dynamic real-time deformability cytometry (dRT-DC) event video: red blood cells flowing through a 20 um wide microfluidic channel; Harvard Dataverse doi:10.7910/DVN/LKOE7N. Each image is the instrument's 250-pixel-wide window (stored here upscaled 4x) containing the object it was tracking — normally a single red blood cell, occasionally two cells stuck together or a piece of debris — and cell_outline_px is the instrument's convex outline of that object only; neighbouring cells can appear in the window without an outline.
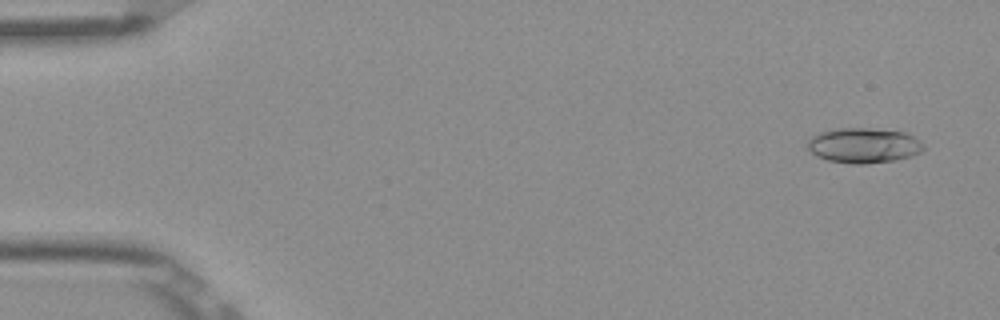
{"species": "Egyptian fruit bat (a non-hibernating species)", "species_latin": "Rousettus aegyptiacus", "temperature_condition": "room temperature", "stored_images_in_passage": 52, "camera_frame_rate_fps": 3000, "um_per_image_px": 0.085, "frame": {"image": 1, "passage_image": 3, "time_ms": 0.667, "image_size_px": [1000, 320], "cell_outline_px": [[924, 148], [920, 152], [912, 156], [892, 160], [868, 164], [852, 164], [828, 160], [816, 156], [808, 148], [808, 140], [812, 136], [820, 132], [840, 128], [868, 128], [904, 132], [912, 136], [924, 144]], "centroid_in_image_um": [73.41, 12.36], "position_along_channel_um": 11.6, "area_um2": 23.58}}
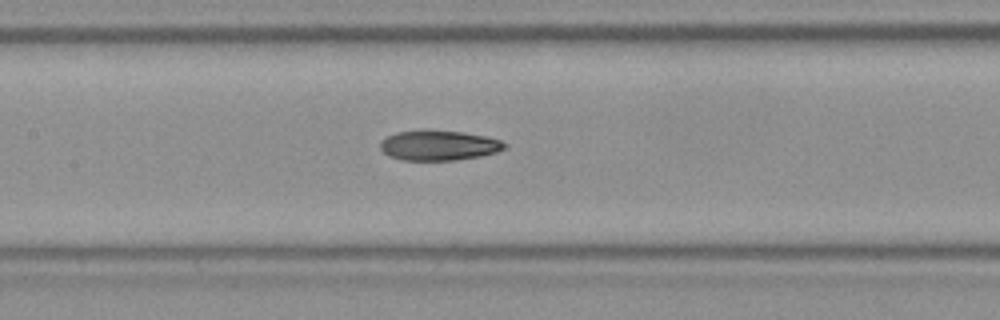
{"frame": {"image": 2, "passage_image": 25, "time_ms": 8.0, "image_size_px": [1000, 320], "cell_outline_px": [[508, 148], [496, 152], [480, 156], [456, 160], [400, 160], [388, 156], [380, 148], [380, 140], [396, 132], [424, 128], [464, 132], [488, 136], [500, 140], [508, 144]], "centroid_in_image_um": [37.3, 12.33], "position_along_channel_um": 170.1, "area_um2": 22.43}}
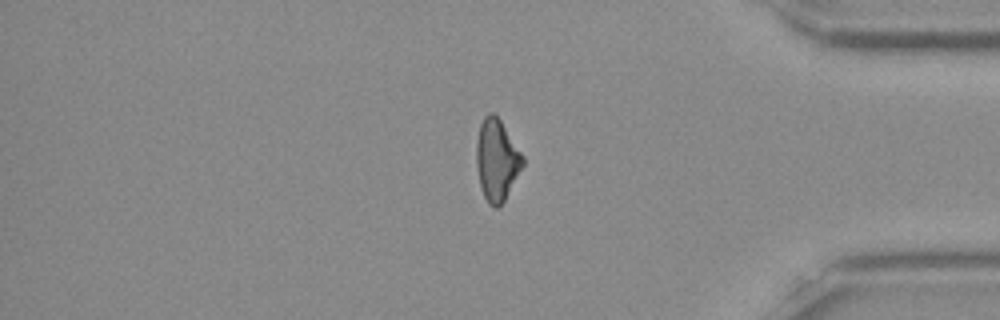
{"frame": {"image": 3, "passage_image": 44, "time_ms": 14.333, "image_size_px": [1000, 320], "cell_outline_px": [[524, 164], [504, 200], [496, 208], [488, 204], [484, 196], [480, 184], [476, 164], [476, 140], [480, 124], [484, 116], [488, 112], [492, 112], [500, 120], [524, 156]], "centroid_in_image_um": [42.21, 13.58], "position_along_channel_um": 393.0, "area_um2": 21.85}, "authors_computed_cell_mechanics": {"area_um2": 22.3108, "velocity_mm_per_s": 3.903, "shape_relaxation_time_tau1_ms": 11.1827, "shape_relaxation_time_tau2_ms": 4.6163, "deformation_change_tau1": 0.2482, "deformation_change_tau2": 0.1162}}